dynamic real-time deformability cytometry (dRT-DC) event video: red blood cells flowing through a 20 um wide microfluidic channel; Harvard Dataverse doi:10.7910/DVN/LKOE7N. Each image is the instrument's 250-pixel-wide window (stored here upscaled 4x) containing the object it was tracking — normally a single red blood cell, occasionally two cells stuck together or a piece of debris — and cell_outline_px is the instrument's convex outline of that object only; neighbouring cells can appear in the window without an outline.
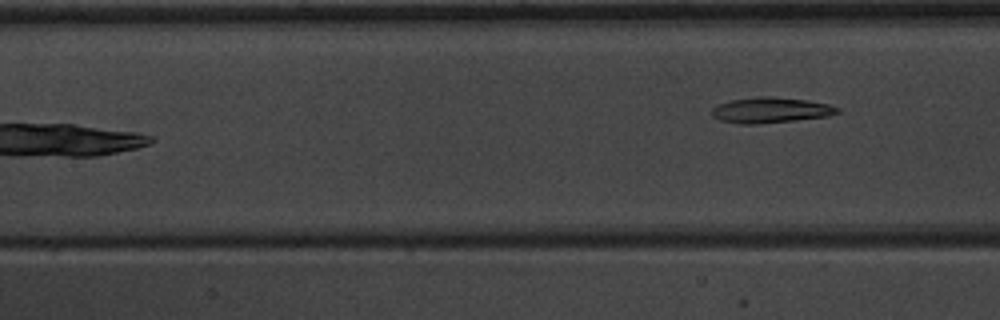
{"species": "common noctule bat (a hibernating species)", "species_latin": "Nyctalus noctula", "temperature_condition": "warm", "stored_images_in_passage": 5, "camera_frame_rate_fps": 3000, "um_per_image_px": 0.085, "animal": {"sex": "male", "body_mass_g": 20.1, "forearm_length_mm": 53.5}, "frame": {"image": 1, "passage_image": 5, "time_ms": 5.0, "image_size_px": [1000, 320], "cell_outline_px": [[840, 112], [828, 116], [796, 120], [756, 124], [740, 124], [720, 120], [712, 116], [712, 108], [716, 104], [732, 100], [760, 96], [768, 96], [808, 100], [828, 104], [840, 108]], "centroid_in_image_um": [65.5, 9.36], "position_along_channel_um": 141.9, "area_um2": 18.73}}